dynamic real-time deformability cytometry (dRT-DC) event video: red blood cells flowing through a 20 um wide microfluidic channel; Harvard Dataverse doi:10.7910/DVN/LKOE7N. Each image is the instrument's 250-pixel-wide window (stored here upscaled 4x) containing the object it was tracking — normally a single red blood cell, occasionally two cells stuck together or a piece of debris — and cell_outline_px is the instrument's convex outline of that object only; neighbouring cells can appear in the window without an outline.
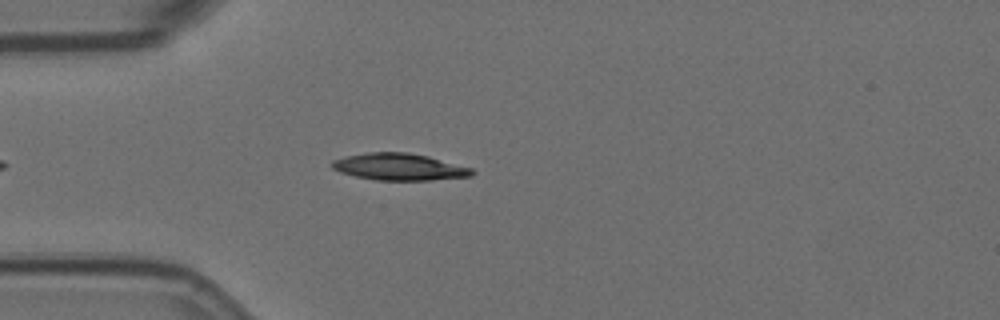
{"species": "Egyptian fruit bat (a non-hibernating species)", "species_latin": "Rousettus aegyptiacus", "temperature_condition": "room temperature", "stored_images_in_passage": 5, "camera_frame_rate_fps": 3000, "um_per_image_px": 0.085, "animal": {"sex": "female"}, "frame": {"image": 1, "passage_image": 5, "time_ms": 1.333, "image_size_px": [1000, 320], "cell_outline_px": [[476, 172], [472, 176], [432, 180], [376, 180], [356, 176], [340, 172], [332, 168], [332, 160], [344, 156], [368, 152], [408, 152], [428, 156], [472, 168]], "centroid_in_image_um": [33.95, 14.18], "position_along_channel_um": 51.1, "area_um2": 21.96}}